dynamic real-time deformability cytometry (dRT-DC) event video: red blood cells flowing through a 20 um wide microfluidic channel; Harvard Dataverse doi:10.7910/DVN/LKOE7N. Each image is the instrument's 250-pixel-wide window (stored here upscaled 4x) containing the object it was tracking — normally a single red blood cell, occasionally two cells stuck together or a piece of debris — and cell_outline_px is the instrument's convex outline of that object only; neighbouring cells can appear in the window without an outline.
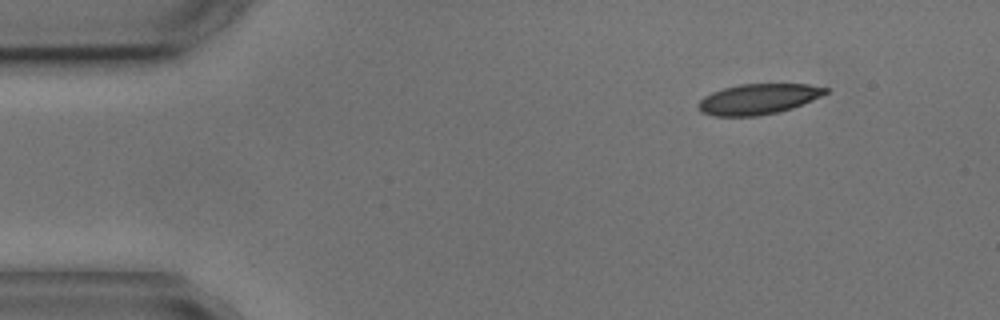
{"species": "common noctule bat (a hibernating species)", "species_latin": "Nyctalus noctula", "temperature_condition": "cold", "stored_images_in_passage": 5, "camera_frame_rate_fps": 3000, "um_per_image_px": 0.085, "animal": {"sex": "male", "body_mass_g": 17.9, "forearm_length_mm": 54.2}, "frame": {"image": 1, "passage_image": 1, "time_ms": 0.0, "image_size_px": [1000, 320], "cell_outline_px": [[828, 92], [812, 100], [792, 108], [776, 112], [756, 116], [712, 116], [700, 112], [696, 104], [704, 96], [712, 92], [724, 88], [740, 84], [808, 84], [828, 88]], "centroid_in_image_um": [64.4, 8.42], "position_along_channel_um": 20.6, "area_um2": 22.54}}
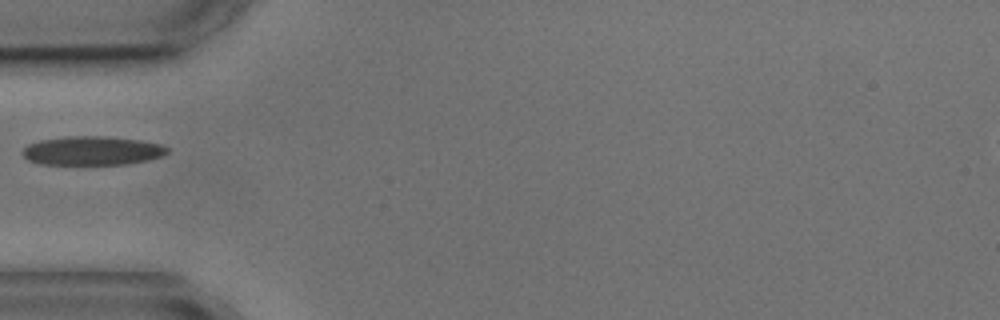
{"frame": {"image": 2, "passage_image": 4, "time_ms": 3.667, "image_size_px": [1000, 320], "cell_outline_px": [[168, 152], [164, 156], [148, 160], [124, 164], [40, 164], [28, 160], [20, 152], [28, 144], [40, 140], [68, 136], [104, 136], [144, 140], [160, 144], [168, 148]], "centroid_in_image_um": [7.85, 12.8], "position_along_channel_um": 77.2, "area_um2": 24.51}}